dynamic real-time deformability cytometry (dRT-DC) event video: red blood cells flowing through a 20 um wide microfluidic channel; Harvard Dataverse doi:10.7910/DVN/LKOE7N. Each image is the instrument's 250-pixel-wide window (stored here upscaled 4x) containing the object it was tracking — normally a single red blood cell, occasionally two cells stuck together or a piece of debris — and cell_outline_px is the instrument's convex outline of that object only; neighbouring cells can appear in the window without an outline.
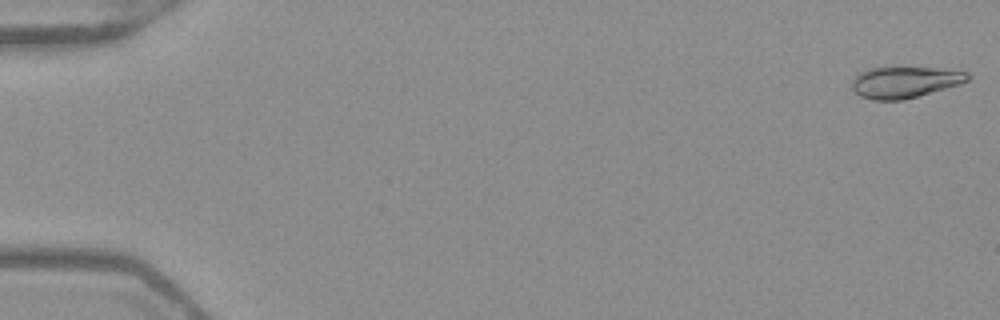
{"species": "Egyptian fruit bat (a non-hibernating species)", "species_latin": "Rousettus aegyptiacus", "temperature_condition": "warm", "stored_images_in_passage": 52, "camera_frame_rate_fps": 3000, "um_per_image_px": 0.085, "frame": {"image": 1, "passage_image": 1, "time_ms": 0.0, "image_size_px": [1000, 320], "cell_outline_px": [[972, 76], [968, 80], [960, 84], [904, 100], [872, 100], [860, 96], [852, 88], [852, 80], [860, 72], [868, 68], [892, 64], [896, 64], [968, 72]], "centroid_in_image_um": [76.87, 6.93], "position_along_channel_um": 8.1, "area_um2": 21.91}}
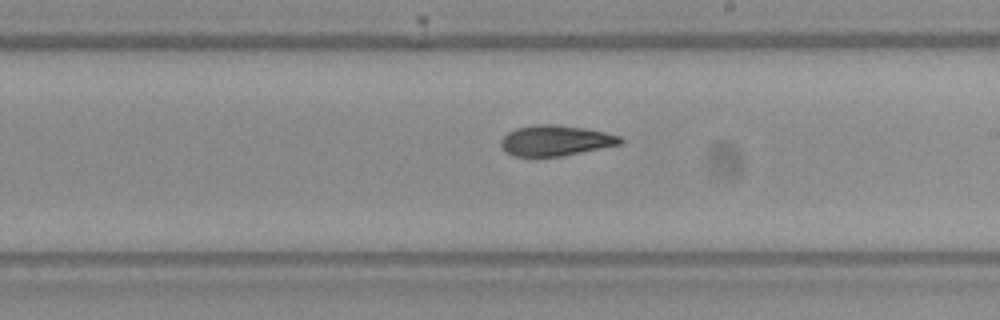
{"frame": {"image": 2, "passage_image": 31, "time_ms": 10.0, "image_size_px": [1000, 320], "cell_outline_px": [[624, 140], [620, 144], [564, 156], [512, 156], [504, 152], [500, 144], [500, 140], [508, 132], [516, 128], [532, 124], [556, 124], [584, 128], [604, 132], [620, 136]], "centroid_in_image_um": [47.18, 11.94], "position_along_channel_um": 241.8, "area_um2": 21.39}}
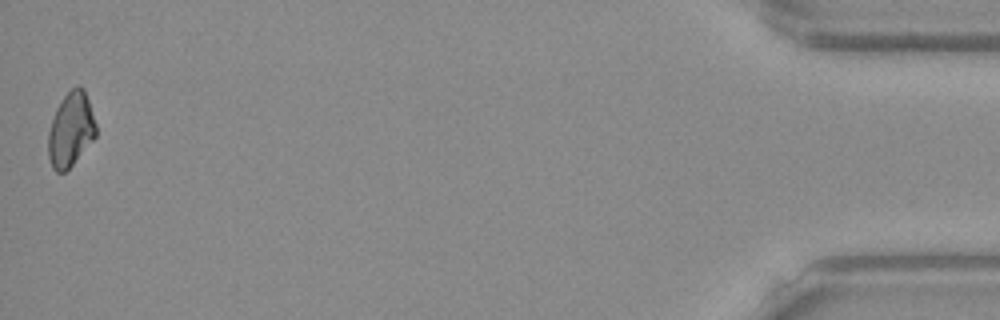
{"frame": {"image": 3, "passage_image": 52, "time_ms": 17.0, "image_size_px": [1000, 320], "cell_outline_px": [[96, 136], [72, 164], [64, 172], [56, 172], [52, 168], [48, 156], [48, 132], [56, 108], [64, 96], [76, 84], [80, 84], [84, 88], [96, 124]], "centroid_in_image_um": [6.0, 10.99], "position_along_channel_um": 429.2, "area_um2": 20.52}, "authors_computed_cell_mechanics": {"area_um2": 21.5016, "velocity_mm_per_s": 3.9441, "shape_relaxation_time_tau1_ms": 5.6272, "shape_relaxation_time_tau2_ms": 3.6186, "deformation_change_tau1": 0.1488, "deformation_change_tau2": 0.0884}}